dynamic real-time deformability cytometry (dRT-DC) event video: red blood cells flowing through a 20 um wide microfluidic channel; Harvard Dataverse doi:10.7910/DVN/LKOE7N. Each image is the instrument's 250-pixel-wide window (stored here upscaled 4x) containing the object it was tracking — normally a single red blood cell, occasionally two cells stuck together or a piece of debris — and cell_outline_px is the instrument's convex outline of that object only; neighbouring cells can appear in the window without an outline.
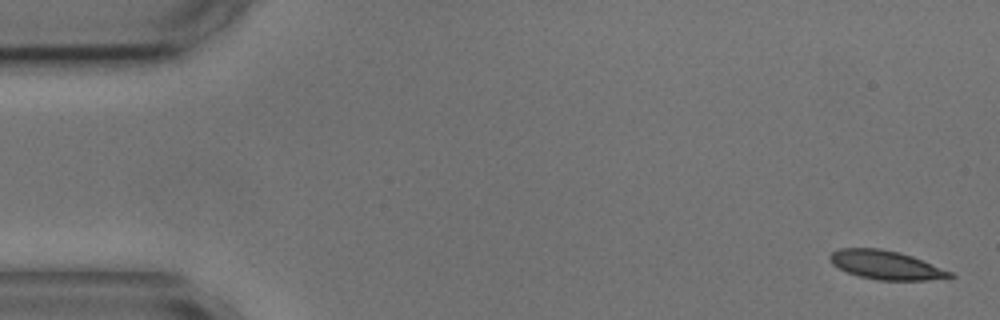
{"species": "common noctule bat (a hibernating species)", "species_latin": "Nyctalus noctula", "temperature_condition": "cold", "stored_images_in_passage": 5, "camera_frame_rate_fps": 3000, "um_per_image_px": 0.085, "animal": {"sex": "male", "body_mass_g": 17.9, "forearm_length_mm": 54.2}, "frame": {"image": 1, "passage_image": 1, "time_ms": 0.0, "image_size_px": [1000, 320], "cell_outline_px": [[956, 276], [924, 280], [876, 280], [860, 276], [848, 272], [832, 264], [828, 256], [832, 252], [840, 248], [880, 248], [900, 252], [912, 256], [952, 272]], "centroid_in_image_um": [75.28, 22.51], "position_along_channel_um": 9.7, "area_um2": 19.94}}
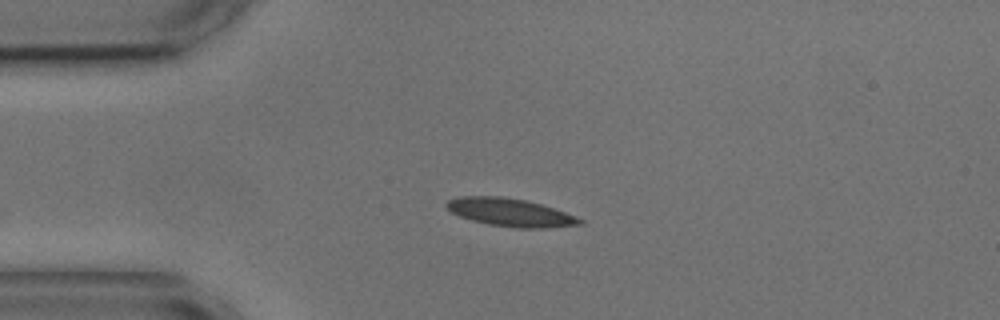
{"frame": {"image": 2, "passage_image": 4, "time_ms": 3.667, "image_size_px": [1000, 320], "cell_outline_px": [[584, 224], [548, 228], [516, 228], [488, 224], [472, 220], [460, 216], [452, 212], [444, 204], [448, 200], [460, 196], [500, 196], [524, 200], [540, 204], [576, 216], [584, 220]], "centroid_in_image_um": [43.38, 18.06], "position_along_channel_um": 41.6, "area_um2": 21.62}}